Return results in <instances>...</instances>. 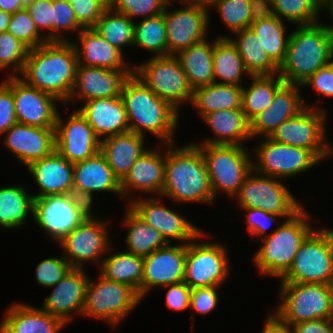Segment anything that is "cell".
I'll return each instance as SVG.
<instances>
[{
    "instance_id": "cell-1",
    "label": "cell",
    "mask_w": 333,
    "mask_h": 333,
    "mask_svg": "<svg viewBox=\"0 0 333 333\" xmlns=\"http://www.w3.org/2000/svg\"><path fill=\"white\" fill-rule=\"evenodd\" d=\"M77 65V53L70 41L47 42L29 50L18 77L65 105L75 85Z\"/></svg>"
},
{
    "instance_id": "cell-2",
    "label": "cell",
    "mask_w": 333,
    "mask_h": 333,
    "mask_svg": "<svg viewBox=\"0 0 333 333\" xmlns=\"http://www.w3.org/2000/svg\"><path fill=\"white\" fill-rule=\"evenodd\" d=\"M166 146L165 182L161 197L177 203H213L206 163L201 148L194 143L182 147Z\"/></svg>"
},
{
    "instance_id": "cell-3",
    "label": "cell",
    "mask_w": 333,
    "mask_h": 333,
    "mask_svg": "<svg viewBox=\"0 0 333 333\" xmlns=\"http://www.w3.org/2000/svg\"><path fill=\"white\" fill-rule=\"evenodd\" d=\"M126 109L129 131L145 136L149 132L162 144L175 141L179 111L155 95L134 73L120 94Z\"/></svg>"
},
{
    "instance_id": "cell-4",
    "label": "cell",
    "mask_w": 333,
    "mask_h": 333,
    "mask_svg": "<svg viewBox=\"0 0 333 333\" xmlns=\"http://www.w3.org/2000/svg\"><path fill=\"white\" fill-rule=\"evenodd\" d=\"M333 60V25L320 21L300 25L290 33L287 52L278 74L285 83L302 85Z\"/></svg>"
},
{
    "instance_id": "cell-5",
    "label": "cell",
    "mask_w": 333,
    "mask_h": 333,
    "mask_svg": "<svg viewBox=\"0 0 333 333\" xmlns=\"http://www.w3.org/2000/svg\"><path fill=\"white\" fill-rule=\"evenodd\" d=\"M310 215L302 207L262 238L263 245L253 257L260 274L281 278L289 270L300 245L314 230L308 221Z\"/></svg>"
},
{
    "instance_id": "cell-6",
    "label": "cell",
    "mask_w": 333,
    "mask_h": 333,
    "mask_svg": "<svg viewBox=\"0 0 333 333\" xmlns=\"http://www.w3.org/2000/svg\"><path fill=\"white\" fill-rule=\"evenodd\" d=\"M203 154L211 190L215 197L222 191L234 198L253 170L247 147L240 145L197 144Z\"/></svg>"
},
{
    "instance_id": "cell-7",
    "label": "cell",
    "mask_w": 333,
    "mask_h": 333,
    "mask_svg": "<svg viewBox=\"0 0 333 333\" xmlns=\"http://www.w3.org/2000/svg\"><path fill=\"white\" fill-rule=\"evenodd\" d=\"M279 289L281 301L274 312L290 326L330 319L333 285L281 282Z\"/></svg>"
},
{
    "instance_id": "cell-8",
    "label": "cell",
    "mask_w": 333,
    "mask_h": 333,
    "mask_svg": "<svg viewBox=\"0 0 333 333\" xmlns=\"http://www.w3.org/2000/svg\"><path fill=\"white\" fill-rule=\"evenodd\" d=\"M280 281L333 285L332 229L314 228Z\"/></svg>"
},
{
    "instance_id": "cell-9",
    "label": "cell",
    "mask_w": 333,
    "mask_h": 333,
    "mask_svg": "<svg viewBox=\"0 0 333 333\" xmlns=\"http://www.w3.org/2000/svg\"><path fill=\"white\" fill-rule=\"evenodd\" d=\"M134 74L158 97L180 111V105L191 103V88L179 59L175 55L158 56L134 66Z\"/></svg>"
},
{
    "instance_id": "cell-10",
    "label": "cell",
    "mask_w": 333,
    "mask_h": 333,
    "mask_svg": "<svg viewBox=\"0 0 333 333\" xmlns=\"http://www.w3.org/2000/svg\"><path fill=\"white\" fill-rule=\"evenodd\" d=\"M326 111L310 105L297 116L284 121L269 138L278 143L310 150L320 161L327 159L333 155L332 146L325 137Z\"/></svg>"
},
{
    "instance_id": "cell-11",
    "label": "cell",
    "mask_w": 333,
    "mask_h": 333,
    "mask_svg": "<svg viewBox=\"0 0 333 333\" xmlns=\"http://www.w3.org/2000/svg\"><path fill=\"white\" fill-rule=\"evenodd\" d=\"M98 279L95 282L90 278L82 315L105 320L116 327L142 299L127 284L108 280L101 274Z\"/></svg>"
},
{
    "instance_id": "cell-12",
    "label": "cell",
    "mask_w": 333,
    "mask_h": 333,
    "mask_svg": "<svg viewBox=\"0 0 333 333\" xmlns=\"http://www.w3.org/2000/svg\"><path fill=\"white\" fill-rule=\"evenodd\" d=\"M92 207L72 194L48 195L34 198L33 219L57 243L76 228Z\"/></svg>"
},
{
    "instance_id": "cell-13",
    "label": "cell",
    "mask_w": 333,
    "mask_h": 333,
    "mask_svg": "<svg viewBox=\"0 0 333 333\" xmlns=\"http://www.w3.org/2000/svg\"><path fill=\"white\" fill-rule=\"evenodd\" d=\"M234 197L240 208H260L285 219L291 218L303 207L281 179L262 175L254 170L246 177Z\"/></svg>"
},
{
    "instance_id": "cell-14",
    "label": "cell",
    "mask_w": 333,
    "mask_h": 333,
    "mask_svg": "<svg viewBox=\"0 0 333 333\" xmlns=\"http://www.w3.org/2000/svg\"><path fill=\"white\" fill-rule=\"evenodd\" d=\"M225 244L213 242L187 243L184 282L190 288L222 286L230 275Z\"/></svg>"
},
{
    "instance_id": "cell-15",
    "label": "cell",
    "mask_w": 333,
    "mask_h": 333,
    "mask_svg": "<svg viewBox=\"0 0 333 333\" xmlns=\"http://www.w3.org/2000/svg\"><path fill=\"white\" fill-rule=\"evenodd\" d=\"M264 138L254 149L257 162L252 161L253 170L259 174L284 180L306 172L321 162L310 150Z\"/></svg>"
},
{
    "instance_id": "cell-16",
    "label": "cell",
    "mask_w": 333,
    "mask_h": 333,
    "mask_svg": "<svg viewBox=\"0 0 333 333\" xmlns=\"http://www.w3.org/2000/svg\"><path fill=\"white\" fill-rule=\"evenodd\" d=\"M94 214H89L76 228L61 241L64 258L72 268H85V262H96L111 249L108 222H102ZM108 232V233H107ZM108 251V252H107ZM101 257V258H100Z\"/></svg>"
},
{
    "instance_id": "cell-17",
    "label": "cell",
    "mask_w": 333,
    "mask_h": 333,
    "mask_svg": "<svg viewBox=\"0 0 333 333\" xmlns=\"http://www.w3.org/2000/svg\"><path fill=\"white\" fill-rule=\"evenodd\" d=\"M164 9L168 56L206 39L209 25V7L197 4H183L184 8Z\"/></svg>"
},
{
    "instance_id": "cell-18",
    "label": "cell",
    "mask_w": 333,
    "mask_h": 333,
    "mask_svg": "<svg viewBox=\"0 0 333 333\" xmlns=\"http://www.w3.org/2000/svg\"><path fill=\"white\" fill-rule=\"evenodd\" d=\"M159 200L160 198L155 197L148 199L140 197L133 199L128 205L141 219L159 231L168 243L172 242L170 239H174L187 244L197 238L206 237L196 225L194 226L180 213L165 207Z\"/></svg>"
},
{
    "instance_id": "cell-19",
    "label": "cell",
    "mask_w": 333,
    "mask_h": 333,
    "mask_svg": "<svg viewBox=\"0 0 333 333\" xmlns=\"http://www.w3.org/2000/svg\"><path fill=\"white\" fill-rule=\"evenodd\" d=\"M100 139L88 121L75 110L63 120L58 111L55 123V150L70 163L84 161L100 151Z\"/></svg>"
},
{
    "instance_id": "cell-20",
    "label": "cell",
    "mask_w": 333,
    "mask_h": 333,
    "mask_svg": "<svg viewBox=\"0 0 333 333\" xmlns=\"http://www.w3.org/2000/svg\"><path fill=\"white\" fill-rule=\"evenodd\" d=\"M3 81L12 89L19 124L55 128L59 110L54 96L27 85L18 76H9Z\"/></svg>"
},
{
    "instance_id": "cell-21",
    "label": "cell",
    "mask_w": 333,
    "mask_h": 333,
    "mask_svg": "<svg viewBox=\"0 0 333 333\" xmlns=\"http://www.w3.org/2000/svg\"><path fill=\"white\" fill-rule=\"evenodd\" d=\"M134 73V68L107 69L77 65L76 80L71 96L66 103L80 98L89 101L97 98L118 97L125 82Z\"/></svg>"
},
{
    "instance_id": "cell-22",
    "label": "cell",
    "mask_w": 333,
    "mask_h": 333,
    "mask_svg": "<svg viewBox=\"0 0 333 333\" xmlns=\"http://www.w3.org/2000/svg\"><path fill=\"white\" fill-rule=\"evenodd\" d=\"M187 244H178L157 249L144 257L141 299L156 286L180 283L184 280Z\"/></svg>"
},
{
    "instance_id": "cell-23",
    "label": "cell",
    "mask_w": 333,
    "mask_h": 333,
    "mask_svg": "<svg viewBox=\"0 0 333 333\" xmlns=\"http://www.w3.org/2000/svg\"><path fill=\"white\" fill-rule=\"evenodd\" d=\"M84 269L71 268L53 286V291L46 297L41 308L50 315L61 319L66 325L72 321L73 314L80 313L81 315L83 313L84 300L90 281V277Z\"/></svg>"
},
{
    "instance_id": "cell-24",
    "label": "cell",
    "mask_w": 333,
    "mask_h": 333,
    "mask_svg": "<svg viewBox=\"0 0 333 333\" xmlns=\"http://www.w3.org/2000/svg\"><path fill=\"white\" fill-rule=\"evenodd\" d=\"M300 87L297 84L284 82L276 90L270 106L250 121L252 138L261 135L269 137L284 121L297 116L309 107L300 95Z\"/></svg>"
},
{
    "instance_id": "cell-25",
    "label": "cell",
    "mask_w": 333,
    "mask_h": 333,
    "mask_svg": "<svg viewBox=\"0 0 333 333\" xmlns=\"http://www.w3.org/2000/svg\"><path fill=\"white\" fill-rule=\"evenodd\" d=\"M4 134L6 135L5 147L25 167L50 155L55 150V128L17 123L2 135Z\"/></svg>"
},
{
    "instance_id": "cell-26",
    "label": "cell",
    "mask_w": 333,
    "mask_h": 333,
    "mask_svg": "<svg viewBox=\"0 0 333 333\" xmlns=\"http://www.w3.org/2000/svg\"><path fill=\"white\" fill-rule=\"evenodd\" d=\"M101 191L122 197L120 181L99 151L94 156L73 164V194L92 207L93 193Z\"/></svg>"
},
{
    "instance_id": "cell-27",
    "label": "cell",
    "mask_w": 333,
    "mask_h": 333,
    "mask_svg": "<svg viewBox=\"0 0 333 333\" xmlns=\"http://www.w3.org/2000/svg\"><path fill=\"white\" fill-rule=\"evenodd\" d=\"M166 148L164 152L148 149L132 165L120 182L122 197L128 198L132 190L162 194L165 182Z\"/></svg>"
},
{
    "instance_id": "cell-28",
    "label": "cell",
    "mask_w": 333,
    "mask_h": 333,
    "mask_svg": "<svg viewBox=\"0 0 333 333\" xmlns=\"http://www.w3.org/2000/svg\"><path fill=\"white\" fill-rule=\"evenodd\" d=\"M27 170L32 174L39 192L33 198L73 193V163L56 150L41 160L32 162Z\"/></svg>"
},
{
    "instance_id": "cell-29",
    "label": "cell",
    "mask_w": 333,
    "mask_h": 333,
    "mask_svg": "<svg viewBox=\"0 0 333 333\" xmlns=\"http://www.w3.org/2000/svg\"><path fill=\"white\" fill-rule=\"evenodd\" d=\"M100 139L129 131L126 109L121 96L85 101L77 109Z\"/></svg>"
},
{
    "instance_id": "cell-30",
    "label": "cell",
    "mask_w": 333,
    "mask_h": 333,
    "mask_svg": "<svg viewBox=\"0 0 333 333\" xmlns=\"http://www.w3.org/2000/svg\"><path fill=\"white\" fill-rule=\"evenodd\" d=\"M76 36L71 43L77 53L78 65L107 69L134 68L124 61L121 51L101 37L93 28L82 29Z\"/></svg>"
},
{
    "instance_id": "cell-31",
    "label": "cell",
    "mask_w": 333,
    "mask_h": 333,
    "mask_svg": "<svg viewBox=\"0 0 333 333\" xmlns=\"http://www.w3.org/2000/svg\"><path fill=\"white\" fill-rule=\"evenodd\" d=\"M144 139L145 136L127 131L100 141V152L120 182L129 173L134 162L148 150L144 146Z\"/></svg>"
},
{
    "instance_id": "cell-32",
    "label": "cell",
    "mask_w": 333,
    "mask_h": 333,
    "mask_svg": "<svg viewBox=\"0 0 333 333\" xmlns=\"http://www.w3.org/2000/svg\"><path fill=\"white\" fill-rule=\"evenodd\" d=\"M202 120L208 124L214 133V138H206L203 142L194 144H220L244 146L245 140L252 139L250 121L242 109L215 111L204 115Z\"/></svg>"
},
{
    "instance_id": "cell-33",
    "label": "cell",
    "mask_w": 333,
    "mask_h": 333,
    "mask_svg": "<svg viewBox=\"0 0 333 333\" xmlns=\"http://www.w3.org/2000/svg\"><path fill=\"white\" fill-rule=\"evenodd\" d=\"M0 323L8 333H58L66 324L41 308L29 304L14 303Z\"/></svg>"
},
{
    "instance_id": "cell-34",
    "label": "cell",
    "mask_w": 333,
    "mask_h": 333,
    "mask_svg": "<svg viewBox=\"0 0 333 333\" xmlns=\"http://www.w3.org/2000/svg\"><path fill=\"white\" fill-rule=\"evenodd\" d=\"M218 38L213 42L206 38L175 55L193 90L214 83L213 49Z\"/></svg>"
},
{
    "instance_id": "cell-35",
    "label": "cell",
    "mask_w": 333,
    "mask_h": 333,
    "mask_svg": "<svg viewBox=\"0 0 333 333\" xmlns=\"http://www.w3.org/2000/svg\"><path fill=\"white\" fill-rule=\"evenodd\" d=\"M284 21L264 7L256 14L250 28L256 33L271 60L278 66L283 63L290 34L285 36Z\"/></svg>"
},
{
    "instance_id": "cell-36",
    "label": "cell",
    "mask_w": 333,
    "mask_h": 333,
    "mask_svg": "<svg viewBox=\"0 0 333 333\" xmlns=\"http://www.w3.org/2000/svg\"><path fill=\"white\" fill-rule=\"evenodd\" d=\"M243 86L212 83L193 90L191 105L200 117L215 111L242 109Z\"/></svg>"
},
{
    "instance_id": "cell-37",
    "label": "cell",
    "mask_w": 333,
    "mask_h": 333,
    "mask_svg": "<svg viewBox=\"0 0 333 333\" xmlns=\"http://www.w3.org/2000/svg\"><path fill=\"white\" fill-rule=\"evenodd\" d=\"M100 274L108 280L127 284L141 298L144 257L129 252L113 253L100 261Z\"/></svg>"
},
{
    "instance_id": "cell-38",
    "label": "cell",
    "mask_w": 333,
    "mask_h": 333,
    "mask_svg": "<svg viewBox=\"0 0 333 333\" xmlns=\"http://www.w3.org/2000/svg\"><path fill=\"white\" fill-rule=\"evenodd\" d=\"M233 34H236V39L228 38L237 48L250 75H274L279 72V67L268 56L260 39L250 27Z\"/></svg>"
},
{
    "instance_id": "cell-39",
    "label": "cell",
    "mask_w": 333,
    "mask_h": 333,
    "mask_svg": "<svg viewBox=\"0 0 333 333\" xmlns=\"http://www.w3.org/2000/svg\"><path fill=\"white\" fill-rule=\"evenodd\" d=\"M126 210L123 220V224L128 228L125 238L126 252L146 257L169 244L159 231L147 224L129 206Z\"/></svg>"
},
{
    "instance_id": "cell-40",
    "label": "cell",
    "mask_w": 333,
    "mask_h": 333,
    "mask_svg": "<svg viewBox=\"0 0 333 333\" xmlns=\"http://www.w3.org/2000/svg\"><path fill=\"white\" fill-rule=\"evenodd\" d=\"M213 71L214 82L219 84L243 86L241 81L244 72L250 75L237 48L227 36H220L214 43Z\"/></svg>"
},
{
    "instance_id": "cell-41",
    "label": "cell",
    "mask_w": 333,
    "mask_h": 333,
    "mask_svg": "<svg viewBox=\"0 0 333 333\" xmlns=\"http://www.w3.org/2000/svg\"><path fill=\"white\" fill-rule=\"evenodd\" d=\"M33 195L23 185L0 187V226L17 229L33 215Z\"/></svg>"
},
{
    "instance_id": "cell-42",
    "label": "cell",
    "mask_w": 333,
    "mask_h": 333,
    "mask_svg": "<svg viewBox=\"0 0 333 333\" xmlns=\"http://www.w3.org/2000/svg\"><path fill=\"white\" fill-rule=\"evenodd\" d=\"M249 87H243L242 111L249 121L268 108L276 90L284 83L276 75H250Z\"/></svg>"
},
{
    "instance_id": "cell-43",
    "label": "cell",
    "mask_w": 333,
    "mask_h": 333,
    "mask_svg": "<svg viewBox=\"0 0 333 333\" xmlns=\"http://www.w3.org/2000/svg\"><path fill=\"white\" fill-rule=\"evenodd\" d=\"M263 7L282 21L309 25L319 22L322 0H265Z\"/></svg>"
},
{
    "instance_id": "cell-44",
    "label": "cell",
    "mask_w": 333,
    "mask_h": 333,
    "mask_svg": "<svg viewBox=\"0 0 333 333\" xmlns=\"http://www.w3.org/2000/svg\"><path fill=\"white\" fill-rule=\"evenodd\" d=\"M226 27L232 32L249 28L256 14L263 8L261 0H211Z\"/></svg>"
},
{
    "instance_id": "cell-45",
    "label": "cell",
    "mask_w": 333,
    "mask_h": 333,
    "mask_svg": "<svg viewBox=\"0 0 333 333\" xmlns=\"http://www.w3.org/2000/svg\"><path fill=\"white\" fill-rule=\"evenodd\" d=\"M134 23L127 15L108 6L93 29L123 53L124 46H133Z\"/></svg>"
},
{
    "instance_id": "cell-46",
    "label": "cell",
    "mask_w": 333,
    "mask_h": 333,
    "mask_svg": "<svg viewBox=\"0 0 333 333\" xmlns=\"http://www.w3.org/2000/svg\"><path fill=\"white\" fill-rule=\"evenodd\" d=\"M133 47L143 48L154 57L168 56L164 14L148 17L134 23Z\"/></svg>"
},
{
    "instance_id": "cell-47",
    "label": "cell",
    "mask_w": 333,
    "mask_h": 333,
    "mask_svg": "<svg viewBox=\"0 0 333 333\" xmlns=\"http://www.w3.org/2000/svg\"><path fill=\"white\" fill-rule=\"evenodd\" d=\"M29 48L20 40L14 37L10 32L5 31L0 33V71L12 69L13 73L9 76L20 75L26 58L29 53ZM17 73V74H16Z\"/></svg>"
},
{
    "instance_id": "cell-48",
    "label": "cell",
    "mask_w": 333,
    "mask_h": 333,
    "mask_svg": "<svg viewBox=\"0 0 333 333\" xmlns=\"http://www.w3.org/2000/svg\"><path fill=\"white\" fill-rule=\"evenodd\" d=\"M7 31L29 49H34L48 42L43 34L37 30L34 20L26 8L12 14Z\"/></svg>"
},
{
    "instance_id": "cell-49",
    "label": "cell",
    "mask_w": 333,
    "mask_h": 333,
    "mask_svg": "<svg viewBox=\"0 0 333 333\" xmlns=\"http://www.w3.org/2000/svg\"><path fill=\"white\" fill-rule=\"evenodd\" d=\"M109 6L118 13L127 15L132 21L135 17L145 18L164 12L166 0H108Z\"/></svg>"
},
{
    "instance_id": "cell-50",
    "label": "cell",
    "mask_w": 333,
    "mask_h": 333,
    "mask_svg": "<svg viewBox=\"0 0 333 333\" xmlns=\"http://www.w3.org/2000/svg\"><path fill=\"white\" fill-rule=\"evenodd\" d=\"M53 5V42H69L62 31H81L84 29L77 21L70 2H52Z\"/></svg>"
},
{
    "instance_id": "cell-51",
    "label": "cell",
    "mask_w": 333,
    "mask_h": 333,
    "mask_svg": "<svg viewBox=\"0 0 333 333\" xmlns=\"http://www.w3.org/2000/svg\"><path fill=\"white\" fill-rule=\"evenodd\" d=\"M71 265L62 257H50L38 263L35 279L39 285L52 288L71 269Z\"/></svg>"
},
{
    "instance_id": "cell-52",
    "label": "cell",
    "mask_w": 333,
    "mask_h": 333,
    "mask_svg": "<svg viewBox=\"0 0 333 333\" xmlns=\"http://www.w3.org/2000/svg\"><path fill=\"white\" fill-rule=\"evenodd\" d=\"M78 23L84 28H93L109 6L108 0H71Z\"/></svg>"
},
{
    "instance_id": "cell-53",
    "label": "cell",
    "mask_w": 333,
    "mask_h": 333,
    "mask_svg": "<svg viewBox=\"0 0 333 333\" xmlns=\"http://www.w3.org/2000/svg\"><path fill=\"white\" fill-rule=\"evenodd\" d=\"M34 20L39 33L41 29H47L44 37L48 42H53V5L50 0H35L26 7Z\"/></svg>"
},
{
    "instance_id": "cell-54",
    "label": "cell",
    "mask_w": 333,
    "mask_h": 333,
    "mask_svg": "<svg viewBox=\"0 0 333 333\" xmlns=\"http://www.w3.org/2000/svg\"><path fill=\"white\" fill-rule=\"evenodd\" d=\"M217 286L191 288L190 309L202 315L212 312L218 303Z\"/></svg>"
},
{
    "instance_id": "cell-55",
    "label": "cell",
    "mask_w": 333,
    "mask_h": 333,
    "mask_svg": "<svg viewBox=\"0 0 333 333\" xmlns=\"http://www.w3.org/2000/svg\"><path fill=\"white\" fill-rule=\"evenodd\" d=\"M241 209L247 211L245 222L247 224V230L251 234V236H262V238L264 236H267L268 234L266 233V231L269 227H271L270 225H272L274 221H276L277 217H280L274 213L265 212L263 209L260 208Z\"/></svg>"
},
{
    "instance_id": "cell-56",
    "label": "cell",
    "mask_w": 333,
    "mask_h": 333,
    "mask_svg": "<svg viewBox=\"0 0 333 333\" xmlns=\"http://www.w3.org/2000/svg\"><path fill=\"white\" fill-rule=\"evenodd\" d=\"M17 123L12 89L2 81L0 83V135Z\"/></svg>"
},
{
    "instance_id": "cell-57",
    "label": "cell",
    "mask_w": 333,
    "mask_h": 333,
    "mask_svg": "<svg viewBox=\"0 0 333 333\" xmlns=\"http://www.w3.org/2000/svg\"><path fill=\"white\" fill-rule=\"evenodd\" d=\"M168 287L165 305L174 311H184L190 308L191 288L184 282L163 286Z\"/></svg>"
},
{
    "instance_id": "cell-58",
    "label": "cell",
    "mask_w": 333,
    "mask_h": 333,
    "mask_svg": "<svg viewBox=\"0 0 333 333\" xmlns=\"http://www.w3.org/2000/svg\"><path fill=\"white\" fill-rule=\"evenodd\" d=\"M310 86L326 97H333V61L318 69L302 85Z\"/></svg>"
},
{
    "instance_id": "cell-59",
    "label": "cell",
    "mask_w": 333,
    "mask_h": 333,
    "mask_svg": "<svg viewBox=\"0 0 333 333\" xmlns=\"http://www.w3.org/2000/svg\"><path fill=\"white\" fill-rule=\"evenodd\" d=\"M293 333H333L330 319H316L292 325Z\"/></svg>"
},
{
    "instance_id": "cell-60",
    "label": "cell",
    "mask_w": 333,
    "mask_h": 333,
    "mask_svg": "<svg viewBox=\"0 0 333 333\" xmlns=\"http://www.w3.org/2000/svg\"><path fill=\"white\" fill-rule=\"evenodd\" d=\"M261 333H293L292 327L283 321L275 312L267 315Z\"/></svg>"
},
{
    "instance_id": "cell-61",
    "label": "cell",
    "mask_w": 333,
    "mask_h": 333,
    "mask_svg": "<svg viewBox=\"0 0 333 333\" xmlns=\"http://www.w3.org/2000/svg\"><path fill=\"white\" fill-rule=\"evenodd\" d=\"M23 8L24 7L22 6L20 0H0V10L11 15Z\"/></svg>"
},
{
    "instance_id": "cell-62",
    "label": "cell",
    "mask_w": 333,
    "mask_h": 333,
    "mask_svg": "<svg viewBox=\"0 0 333 333\" xmlns=\"http://www.w3.org/2000/svg\"><path fill=\"white\" fill-rule=\"evenodd\" d=\"M12 15L0 10V33L7 31Z\"/></svg>"
},
{
    "instance_id": "cell-63",
    "label": "cell",
    "mask_w": 333,
    "mask_h": 333,
    "mask_svg": "<svg viewBox=\"0 0 333 333\" xmlns=\"http://www.w3.org/2000/svg\"><path fill=\"white\" fill-rule=\"evenodd\" d=\"M211 0H179L182 4H197L209 6ZM167 4H172V0H166Z\"/></svg>"
},
{
    "instance_id": "cell-64",
    "label": "cell",
    "mask_w": 333,
    "mask_h": 333,
    "mask_svg": "<svg viewBox=\"0 0 333 333\" xmlns=\"http://www.w3.org/2000/svg\"><path fill=\"white\" fill-rule=\"evenodd\" d=\"M326 8L329 15L333 18V0H322V10Z\"/></svg>"
},
{
    "instance_id": "cell-65",
    "label": "cell",
    "mask_w": 333,
    "mask_h": 333,
    "mask_svg": "<svg viewBox=\"0 0 333 333\" xmlns=\"http://www.w3.org/2000/svg\"><path fill=\"white\" fill-rule=\"evenodd\" d=\"M35 0H20L22 6L26 8L27 6L31 5Z\"/></svg>"
},
{
    "instance_id": "cell-66",
    "label": "cell",
    "mask_w": 333,
    "mask_h": 333,
    "mask_svg": "<svg viewBox=\"0 0 333 333\" xmlns=\"http://www.w3.org/2000/svg\"><path fill=\"white\" fill-rule=\"evenodd\" d=\"M330 320L333 322V289H332V304H331V317Z\"/></svg>"
},
{
    "instance_id": "cell-67",
    "label": "cell",
    "mask_w": 333,
    "mask_h": 333,
    "mask_svg": "<svg viewBox=\"0 0 333 333\" xmlns=\"http://www.w3.org/2000/svg\"><path fill=\"white\" fill-rule=\"evenodd\" d=\"M0 333H8V331L2 326V324L0 325Z\"/></svg>"
},
{
    "instance_id": "cell-68",
    "label": "cell",
    "mask_w": 333,
    "mask_h": 333,
    "mask_svg": "<svg viewBox=\"0 0 333 333\" xmlns=\"http://www.w3.org/2000/svg\"><path fill=\"white\" fill-rule=\"evenodd\" d=\"M51 2H60V1H64V2H70L71 0H50Z\"/></svg>"
},
{
    "instance_id": "cell-69",
    "label": "cell",
    "mask_w": 333,
    "mask_h": 333,
    "mask_svg": "<svg viewBox=\"0 0 333 333\" xmlns=\"http://www.w3.org/2000/svg\"><path fill=\"white\" fill-rule=\"evenodd\" d=\"M332 264H333V230H332Z\"/></svg>"
}]
</instances>
